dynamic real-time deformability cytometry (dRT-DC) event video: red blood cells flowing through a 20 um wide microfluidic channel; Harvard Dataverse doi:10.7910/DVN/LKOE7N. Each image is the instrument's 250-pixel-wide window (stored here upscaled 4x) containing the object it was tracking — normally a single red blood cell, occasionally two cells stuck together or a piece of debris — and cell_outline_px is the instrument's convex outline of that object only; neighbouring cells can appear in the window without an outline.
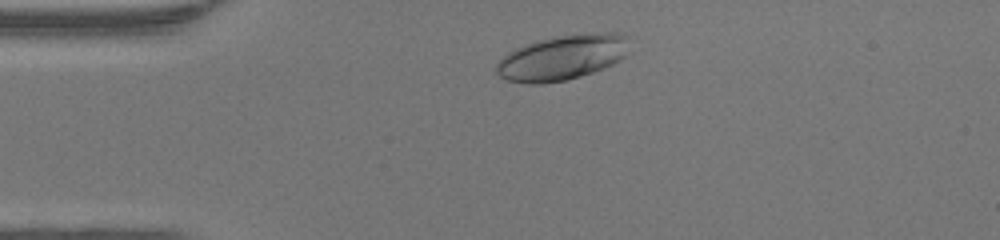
{"species": "human", "species_latin": "Homo sapiens", "temperature_condition": "warm", "stored_images_in_passage": 33, "camera_frame_rate_fps": 3000, "um_per_image_px": 0.085, "donor": {"sex": "female"}, "frame": {"image": 1, "passage_image": 3, "time_ms": 0.667, "image_size_px": [1000, 240], "cell_outline_px": [[628, 36], [624, 56], [620, 60], [604, 68], [568, 80], [540, 84], [524, 84], [508, 80], [500, 76], [496, 72], [496, 64], [508, 52], [524, 44], [540, 40], [560, 36], [596, 32], [616, 32]], "centroid_in_image_um": [47.77, 4.9], "position_along_channel_um": 37.2, "area_um2": 34.74}}
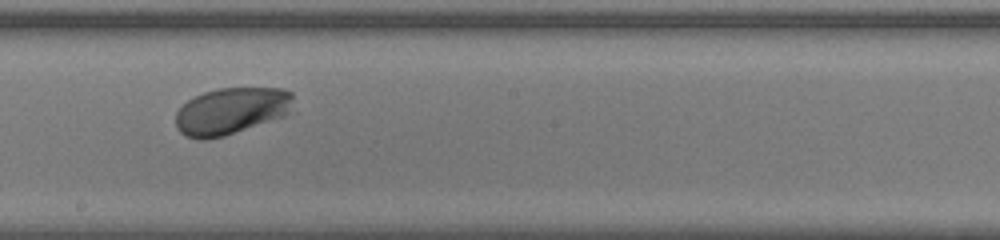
{"frame": {"image": 2, "passage_image": 19, "time_ms": 6.0, "image_size_px": [1000, 240], "cell_outline_px": [[296, 112], [224, 136], [204, 140], [200, 140], [184, 136], [176, 128], [176, 112], [188, 100], [204, 92], [216, 88], [284, 88], [292, 92]], "centroid_in_image_um": [19.71, 9.43], "position_along_channel_um": 228.5, "area_um2": 32.6}}
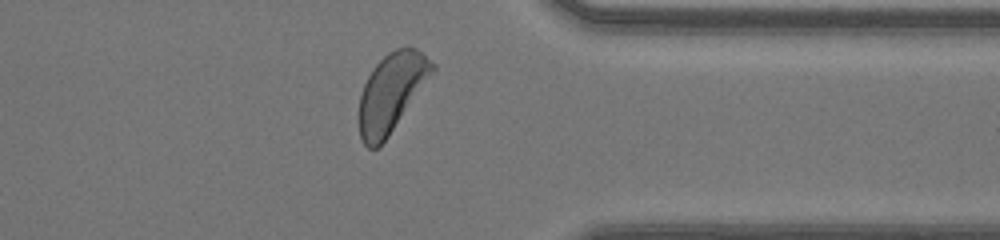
{"frame": {"image": 3, "passage_image": 30, "time_ms": 9.667, "image_size_px": [1000, 240], "cell_outline_px": [[436, 68], [388, 136], [376, 148], [368, 148], [364, 144], [360, 136], [360, 96], [364, 84], [372, 68], [388, 52], [396, 48], [408, 44], [416, 48], [436, 64]], "centroid_in_image_um": [33.28, 7.8], "position_along_channel_um": 378.1, "area_um2": 32.95}, "authors_computed_cell_mechanics": {"area_um2": 32.5414, "velocity_mm_per_s": 4.2947, "shape_relaxation_time_tau1_ms": 1.4286, "shape_relaxation_time_tau2_ms": null, "deformation_change_tau1": 0.1193, "deformation_change_tau2": null}}